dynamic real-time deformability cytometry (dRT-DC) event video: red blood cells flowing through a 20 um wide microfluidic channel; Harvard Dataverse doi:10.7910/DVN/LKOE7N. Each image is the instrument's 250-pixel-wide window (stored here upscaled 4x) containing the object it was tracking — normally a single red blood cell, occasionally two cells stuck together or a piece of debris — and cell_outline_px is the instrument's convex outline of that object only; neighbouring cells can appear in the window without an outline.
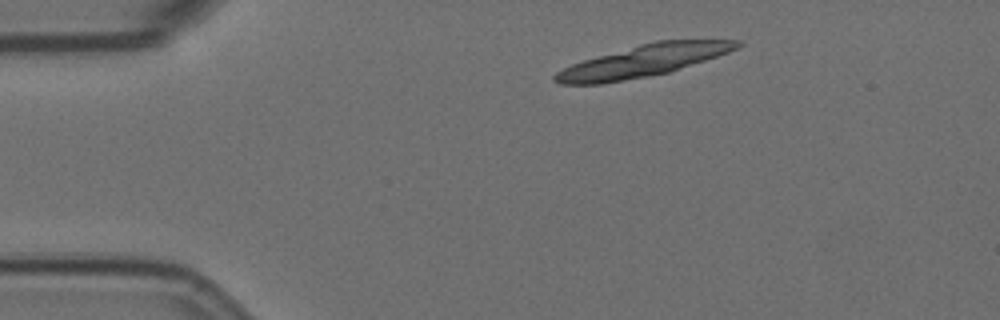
{"species": "Egyptian fruit bat (a non-hibernating species)", "species_latin": "Rousettus aegyptiacus", "temperature_condition": "room temperature", "stored_images_in_passage": 5, "camera_frame_rate_fps": 3000, "um_per_image_px": 0.085, "animal": {"sex": "female"}, "frame": {"image": 1, "passage_image": 2, "time_ms": 1.0, "image_size_px": [1000, 320], "cell_outline_px": [[744, 44], [740, 48], [668, 72], [600, 84], [560, 84], [552, 80], [552, 76], [556, 72], [572, 64], [584, 60], [640, 44], [656, 40], [740, 40]], "centroid_in_image_um": [54.67, 5.17], "position_along_channel_um": 30.3, "area_um2": 33.12}}